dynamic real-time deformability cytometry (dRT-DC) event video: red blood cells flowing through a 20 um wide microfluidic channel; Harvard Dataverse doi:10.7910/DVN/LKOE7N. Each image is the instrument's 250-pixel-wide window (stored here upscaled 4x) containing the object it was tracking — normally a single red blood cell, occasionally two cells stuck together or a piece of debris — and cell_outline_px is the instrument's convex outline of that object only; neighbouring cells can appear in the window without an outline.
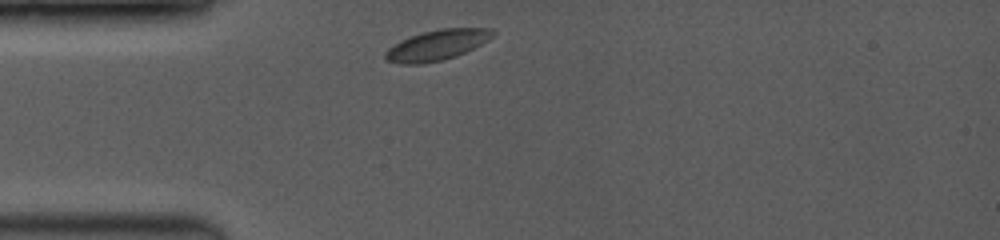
{"species": "common noctule bat (a hibernating species)", "species_latin": "Nyctalus noctula", "temperature_condition": "room temperature", "stored_images_in_passage": 22, "camera_frame_rate_fps": 3500, "um_per_image_px": 0.085, "animal": {"sex": "female", "body_mass_g": 19.0, "forearm_length_mm": 53.3}, "frame": {"image": 1, "passage_image": 1, "time_ms": 0.0, "image_size_px": [1000, 240], "cell_outline_px": [[496, 32], [488, 40], [464, 52], [440, 60], [420, 64], [404, 64], [388, 60], [384, 56], [384, 52], [388, 48], [400, 40], [420, 32], [440, 28], [492, 28]], "centroid_in_image_um": [37.12, 3.8], "position_along_channel_um": 47.9, "area_um2": 18.79}}
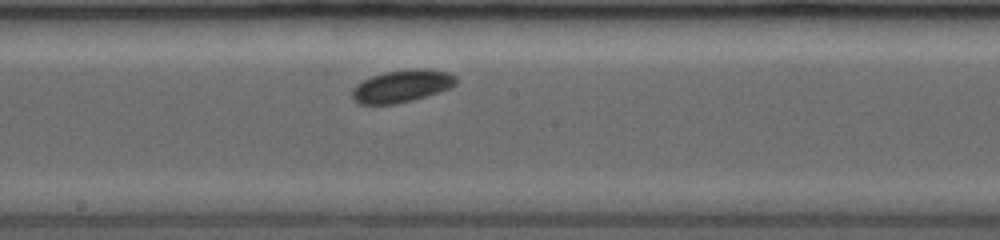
{"frame": {"image": 2, "passage_image": 10, "time_ms": 4.571, "image_size_px": [1000, 240], "cell_outline_px": [[456, 84], [452, 88], [412, 100], [396, 104], [360, 104], [352, 100], [352, 88], [356, 84], [372, 76], [384, 72], [412, 68], [424, 68], [448, 72], [456, 76]], "centroid_in_image_um": [34.16, 7.31], "position_along_channel_um": 214.0, "area_um2": 19.77}}
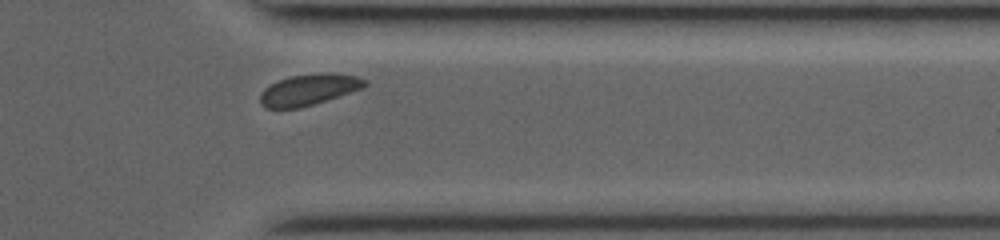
{"frame": {"image": 3, "passage_image": 19, "time_ms": 8.857, "image_size_px": [1000, 240], "cell_outline_px": [[368, 84], [364, 88], [300, 108], [264, 108], [260, 104], [260, 92], [264, 88], [280, 80], [292, 76], [320, 72], [332, 72], [356, 76], [368, 80]], "centroid_in_image_um": [26.28, 7.61], "position_along_channel_um": 385.1, "area_um2": 19.07}, "authors_computed_cell_mechanics": {"area_um2": 19.0451, "velocity_mm_per_s": 3.96, "shape_relaxation_time_tau1_ms": 1.8882, "shape_relaxation_time_tau2_ms": null, "deformation_change_tau1": 0.046, "deformation_change_tau2": null}}